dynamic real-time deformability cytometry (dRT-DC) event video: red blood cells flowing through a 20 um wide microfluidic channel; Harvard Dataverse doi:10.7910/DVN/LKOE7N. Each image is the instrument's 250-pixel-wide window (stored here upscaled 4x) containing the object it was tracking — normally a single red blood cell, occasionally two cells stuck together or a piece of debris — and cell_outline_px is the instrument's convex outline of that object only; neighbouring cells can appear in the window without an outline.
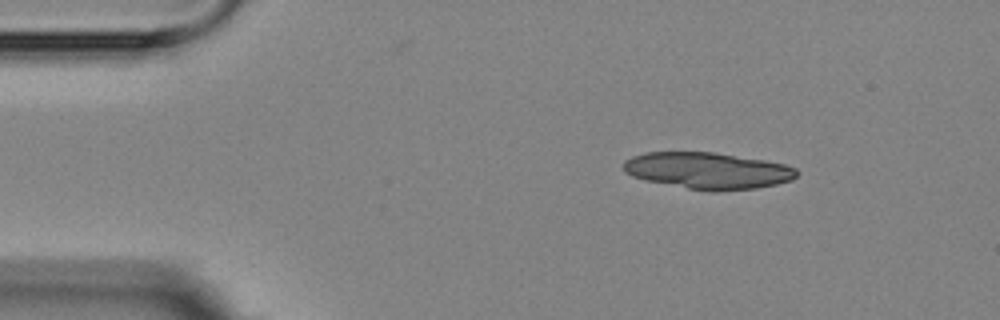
{"species": "Egyptian fruit bat (a non-hibernating species)", "species_latin": "Rousettus aegyptiacus", "temperature_condition": "room temperature", "stored_images_in_passage": 2, "camera_frame_rate_fps": 3000, "um_per_image_px": 0.085, "animal": {"sex": "female"}, "frame": {"image": 1, "passage_image": 1, "time_ms": 0.0, "image_size_px": [1000, 320], "cell_outline_px": [[796, 176], [792, 180], [776, 184], [756, 188], [716, 192], [712, 192], [688, 188], [644, 180], [632, 176], [624, 172], [624, 160], [632, 156], [644, 152], [712, 152], [764, 160], [784, 164], [796, 168]], "centroid_in_image_um": [60.13, 14.51], "position_along_channel_um": 24.9, "area_um2": 36.88}}